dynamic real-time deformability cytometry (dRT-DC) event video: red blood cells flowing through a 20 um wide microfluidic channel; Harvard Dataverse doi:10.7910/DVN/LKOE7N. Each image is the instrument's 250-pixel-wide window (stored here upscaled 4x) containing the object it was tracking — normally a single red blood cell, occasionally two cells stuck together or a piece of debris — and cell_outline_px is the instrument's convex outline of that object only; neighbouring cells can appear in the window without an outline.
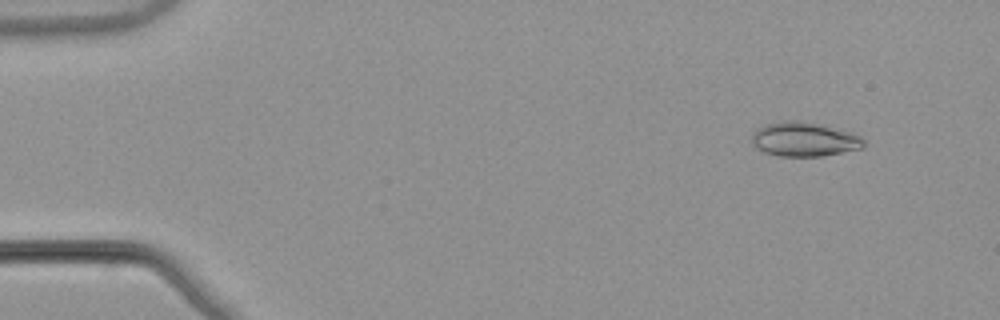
{"species": "common noctule bat (a hibernating species)", "species_latin": "Nyctalus noctula", "temperature_condition": "warm", "stored_images_in_passage": 54, "segment_of_instrument_passage": [1, 2], "camera_frame_rate_fps": 3000, "um_per_image_px": 0.085, "animal": {"sex": "male", "body_mass_g": 21.5, "forearm_length_mm": 52.0}, "frame": {"image": 1, "passage_image": 5, "time_ms": 1.333, "image_size_px": [1000, 320], "cell_outline_px": [[864, 148], [820, 156], [780, 156], [764, 152], [756, 148], [752, 144], [752, 132], [756, 128], [764, 124], [784, 120], [792, 120], [820, 124], [852, 132], [860, 136], [864, 140]], "centroid_in_image_um": [68.33, 11.83], "position_along_channel_um": 16.7, "area_um2": 22.48}}
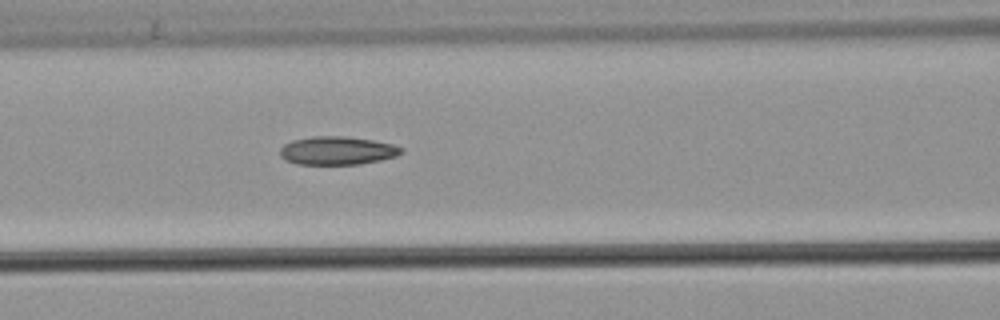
{"frame": {"image": 2, "passage_image": 23, "time_ms": 7.333, "image_size_px": [1000, 320], "cell_outline_px": [[404, 152], [396, 156], [380, 160], [360, 164], [296, 164], [284, 160], [280, 156], [280, 148], [284, 144], [292, 140], [312, 136], [344, 136], [372, 140], [392, 144], [404, 148]], "centroid_in_image_um": [28.65, 12.8], "position_along_channel_um": 138.0, "area_um2": 20.11}}
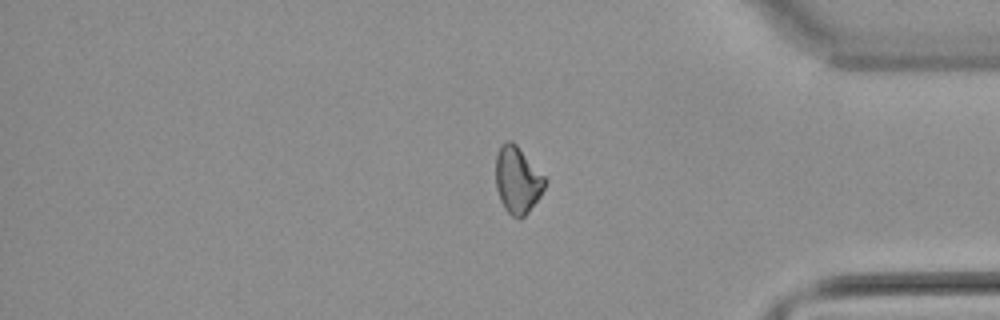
{"frame": {"image": 3, "passage_image": 44, "time_ms": 14.333, "image_size_px": [1000, 320], "cell_outline_px": [[544, 188], [540, 196], [528, 212], [520, 220], [512, 216], [504, 208], [500, 200], [496, 188], [496, 156], [500, 144], [504, 140], [512, 140], [516, 144], [544, 176]], "centroid_in_image_um": [43.95, 15.29], "position_along_channel_um": 391.3, "area_um2": 19.07}}